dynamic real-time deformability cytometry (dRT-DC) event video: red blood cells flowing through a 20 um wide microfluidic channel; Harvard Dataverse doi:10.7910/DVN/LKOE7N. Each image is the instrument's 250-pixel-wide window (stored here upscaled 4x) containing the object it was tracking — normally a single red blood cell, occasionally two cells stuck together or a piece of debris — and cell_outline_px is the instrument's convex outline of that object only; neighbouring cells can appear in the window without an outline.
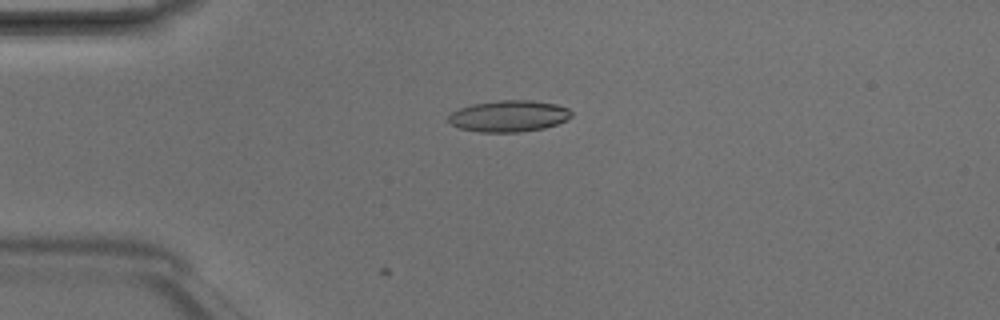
{"species": "Egyptian fruit bat (a non-hibernating species)", "species_latin": "Rousettus aegyptiacus", "temperature_condition": "room temperature", "stored_images_in_passage": 2, "camera_frame_rate_fps": 3000, "um_per_image_px": 0.085, "animal": {"sex": "male"}, "frame": {"image": 1, "passage_image": 1, "time_ms": 0.0, "image_size_px": [1000, 320], "cell_outline_px": [[572, 116], [556, 124], [544, 128], [516, 132], [480, 132], [460, 128], [452, 124], [448, 120], [448, 116], [452, 112], [460, 108], [472, 104], [496, 100], [532, 100], [556, 104], [568, 108], [572, 112]], "centroid_in_image_um": [43.25, 9.85], "position_along_channel_um": 41.8, "area_um2": 22.43}}
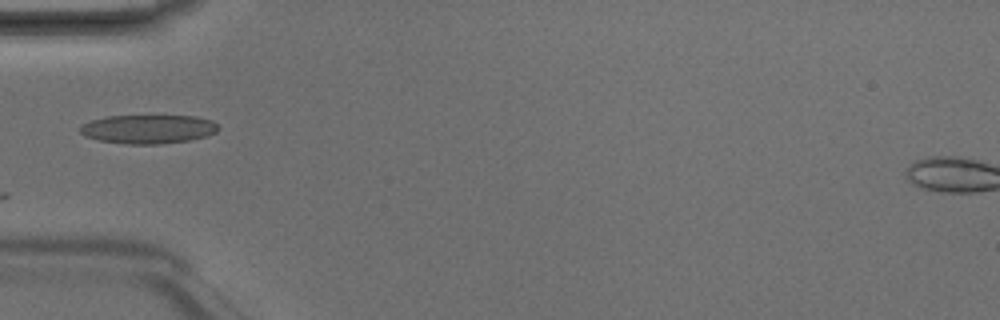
{"frame": {"image": 2, "passage_image": 2, "time_ms": 0.333, "image_size_px": [1000, 320], "cell_outline_px": [[220, 128], [216, 132], [208, 136], [188, 140], [160, 144], [128, 144], [100, 140], [84, 136], [80, 132], [80, 124], [92, 120], [108, 116], [196, 116], [212, 120]], "centroid_in_image_um": [12.61, 10.97], "position_along_channel_um": 72.4, "area_um2": 23.24}}